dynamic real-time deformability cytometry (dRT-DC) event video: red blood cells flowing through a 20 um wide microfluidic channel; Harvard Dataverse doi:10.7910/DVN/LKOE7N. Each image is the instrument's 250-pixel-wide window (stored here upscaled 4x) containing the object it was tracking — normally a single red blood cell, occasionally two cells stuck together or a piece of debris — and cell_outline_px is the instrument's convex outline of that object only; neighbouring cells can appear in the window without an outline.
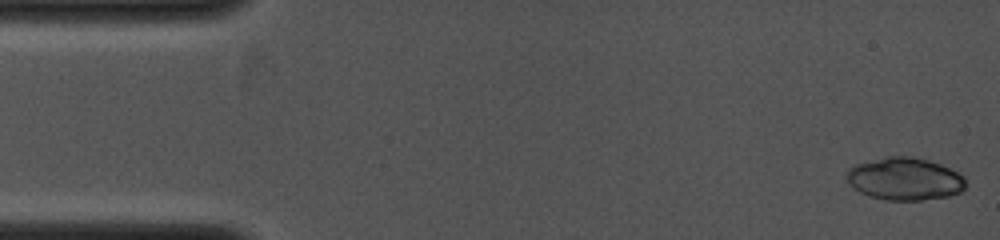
{"species": "common noctule bat (a hibernating species)", "species_latin": "Nyctalus noctula", "temperature_condition": "cold", "stored_images_in_passage": 8, "camera_frame_rate_fps": 4000, "um_per_image_px": 0.085, "animal": {"sex": "female", "body_mass_g": 19.0, "forearm_length_mm": 53.3}, "frame": {"image": 1, "passage_image": 1, "time_ms": 0.0, "image_size_px": [1000, 240], "cell_outline_px": [[968, 184], [960, 192], [948, 196], [920, 200], [884, 200], [860, 192], [844, 176], [848, 168], [856, 164], [888, 156], [912, 156], [928, 160], [940, 164], [964, 176]], "centroid_in_image_um": [76.92, 15.2], "position_along_channel_um": 8.1, "area_um2": 29.42}}